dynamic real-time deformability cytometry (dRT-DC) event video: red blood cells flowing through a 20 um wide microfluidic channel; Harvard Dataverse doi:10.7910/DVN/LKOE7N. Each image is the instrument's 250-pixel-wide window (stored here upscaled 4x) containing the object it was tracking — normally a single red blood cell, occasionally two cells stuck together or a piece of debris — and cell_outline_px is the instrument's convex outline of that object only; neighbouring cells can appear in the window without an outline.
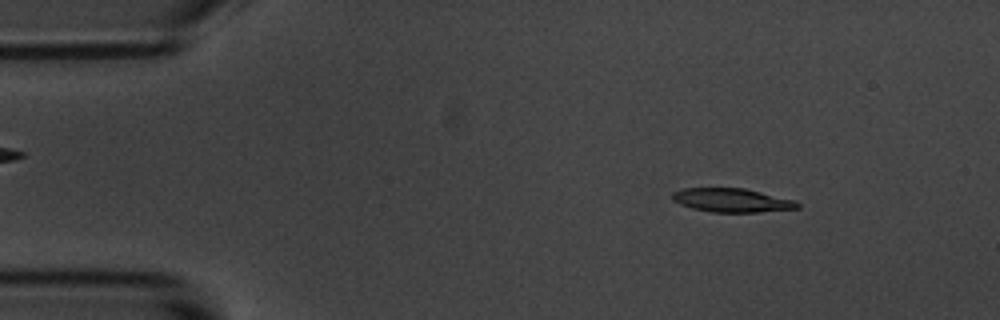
{"species": "common noctule bat (a hibernating species)", "species_latin": "Nyctalus noctula", "temperature_condition": "room temperature", "stored_images_in_passage": 3, "camera_frame_rate_fps": 3000, "um_per_image_px": 0.085, "animal": {"sex": "male", "body_mass_g": 20.1, "forearm_length_mm": 53.5}, "frame": {"image": 1, "passage_image": 1, "time_ms": 0.0, "image_size_px": [1000, 320], "cell_outline_px": [[800, 208], [756, 212], [712, 212], [692, 208], [680, 204], [672, 200], [672, 192], [680, 188], [744, 188], [796, 200], [800, 204]], "centroid_in_image_um": [62.2, 17.01], "position_along_channel_um": 22.8, "area_um2": 17.4}}